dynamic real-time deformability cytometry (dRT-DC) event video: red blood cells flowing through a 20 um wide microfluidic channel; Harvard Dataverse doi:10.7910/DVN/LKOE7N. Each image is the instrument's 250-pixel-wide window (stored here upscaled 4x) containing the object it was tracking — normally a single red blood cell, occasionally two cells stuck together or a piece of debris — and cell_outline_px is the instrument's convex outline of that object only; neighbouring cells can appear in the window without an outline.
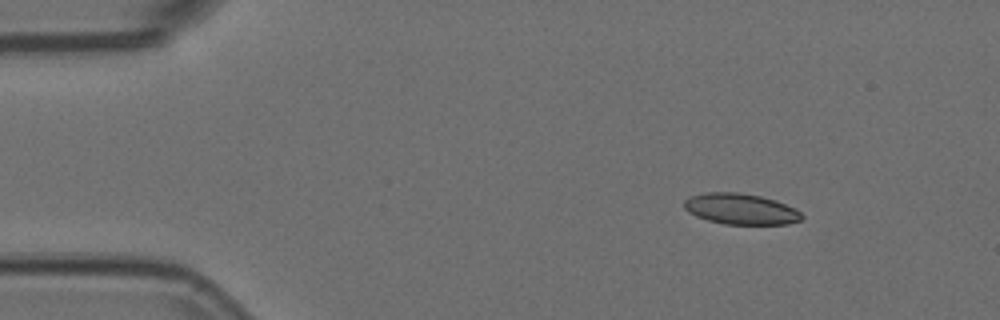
{"species": "Egyptian fruit bat (a non-hibernating species)", "species_latin": "Rousettus aegyptiacus", "temperature_condition": "room temperature", "stored_images_in_passage": 4, "camera_frame_rate_fps": 3000, "um_per_image_px": 0.085, "animal": {"sex": "female"}, "frame": {"image": 1, "passage_image": 2, "time_ms": 0.333, "image_size_px": [1000, 320], "cell_outline_px": [[804, 216], [800, 220], [788, 224], [724, 224], [708, 220], [696, 216], [688, 212], [684, 208], [684, 200], [688, 196], [704, 192], [740, 192], [760, 196], [776, 200], [800, 212]], "centroid_in_image_um": [62.91, 17.75], "position_along_channel_um": 22.1, "area_um2": 21.21}}